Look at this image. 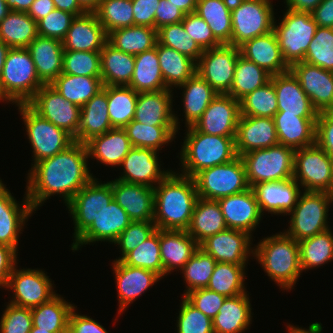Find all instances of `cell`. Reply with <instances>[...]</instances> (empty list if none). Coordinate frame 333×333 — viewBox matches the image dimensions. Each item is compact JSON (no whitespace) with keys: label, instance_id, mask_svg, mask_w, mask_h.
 Instances as JSON below:
<instances>
[{"label":"cell","instance_id":"obj_1","mask_svg":"<svg viewBox=\"0 0 333 333\" xmlns=\"http://www.w3.org/2000/svg\"><path fill=\"white\" fill-rule=\"evenodd\" d=\"M86 145L74 142L53 157L35 163L27 177L26 195L34 211L52 195L59 194L67 205L94 176L87 165Z\"/></svg>","mask_w":333,"mask_h":333},{"label":"cell","instance_id":"obj_2","mask_svg":"<svg viewBox=\"0 0 333 333\" xmlns=\"http://www.w3.org/2000/svg\"><path fill=\"white\" fill-rule=\"evenodd\" d=\"M198 198L194 178L171 171L154 187L156 228L187 230Z\"/></svg>","mask_w":333,"mask_h":333},{"label":"cell","instance_id":"obj_3","mask_svg":"<svg viewBox=\"0 0 333 333\" xmlns=\"http://www.w3.org/2000/svg\"><path fill=\"white\" fill-rule=\"evenodd\" d=\"M253 256L267 276L279 288L292 290L303 272L300 265L299 242L284 231L260 240Z\"/></svg>","mask_w":333,"mask_h":333},{"label":"cell","instance_id":"obj_4","mask_svg":"<svg viewBox=\"0 0 333 333\" xmlns=\"http://www.w3.org/2000/svg\"><path fill=\"white\" fill-rule=\"evenodd\" d=\"M184 138L179 153L182 175L193 178L203 169L230 162L238 156L235 137L207 135L190 126Z\"/></svg>","mask_w":333,"mask_h":333},{"label":"cell","instance_id":"obj_5","mask_svg":"<svg viewBox=\"0 0 333 333\" xmlns=\"http://www.w3.org/2000/svg\"><path fill=\"white\" fill-rule=\"evenodd\" d=\"M43 85L27 48H10L0 75V101L27 104Z\"/></svg>","mask_w":333,"mask_h":333},{"label":"cell","instance_id":"obj_6","mask_svg":"<svg viewBox=\"0 0 333 333\" xmlns=\"http://www.w3.org/2000/svg\"><path fill=\"white\" fill-rule=\"evenodd\" d=\"M333 194L323 191L301 192L290 216V226L285 234L296 241L312 237L330 229L327 220Z\"/></svg>","mask_w":333,"mask_h":333},{"label":"cell","instance_id":"obj_7","mask_svg":"<svg viewBox=\"0 0 333 333\" xmlns=\"http://www.w3.org/2000/svg\"><path fill=\"white\" fill-rule=\"evenodd\" d=\"M295 149L281 144L242 154L250 187L293 178Z\"/></svg>","mask_w":333,"mask_h":333},{"label":"cell","instance_id":"obj_8","mask_svg":"<svg viewBox=\"0 0 333 333\" xmlns=\"http://www.w3.org/2000/svg\"><path fill=\"white\" fill-rule=\"evenodd\" d=\"M278 24L274 20L273 31L284 61L289 67L302 62L318 27L311 13L286 9Z\"/></svg>","mask_w":333,"mask_h":333},{"label":"cell","instance_id":"obj_9","mask_svg":"<svg viewBox=\"0 0 333 333\" xmlns=\"http://www.w3.org/2000/svg\"><path fill=\"white\" fill-rule=\"evenodd\" d=\"M270 0H234L231 7V45L240 47L246 41L273 31L274 11Z\"/></svg>","mask_w":333,"mask_h":333},{"label":"cell","instance_id":"obj_10","mask_svg":"<svg viewBox=\"0 0 333 333\" xmlns=\"http://www.w3.org/2000/svg\"><path fill=\"white\" fill-rule=\"evenodd\" d=\"M17 106L33 150L32 161L34 162L31 166L43 159L53 157L75 142L71 134L42 118L28 104H17Z\"/></svg>","mask_w":333,"mask_h":333},{"label":"cell","instance_id":"obj_11","mask_svg":"<svg viewBox=\"0 0 333 333\" xmlns=\"http://www.w3.org/2000/svg\"><path fill=\"white\" fill-rule=\"evenodd\" d=\"M193 178L198 197L204 199L218 200L250 188L240 156L230 162L203 169Z\"/></svg>","mask_w":333,"mask_h":333},{"label":"cell","instance_id":"obj_12","mask_svg":"<svg viewBox=\"0 0 333 333\" xmlns=\"http://www.w3.org/2000/svg\"><path fill=\"white\" fill-rule=\"evenodd\" d=\"M293 179L305 191L333 194V158L317 144L296 149Z\"/></svg>","mask_w":333,"mask_h":333},{"label":"cell","instance_id":"obj_13","mask_svg":"<svg viewBox=\"0 0 333 333\" xmlns=\"http://www.w3.org/2000/svg\"><path fill=\"white\" fill-rule=\"evenodd\" d=\"M240 48L230 44L203 51L196 63V73L220 94H227L233 84Z\"/></svg>","mask_w":333,"mask_h":333},{"label":"cell","instance_id":"obj_14","mask_svg":"<svg viewBox=\"0 0 333 333\" xmlns=\"http://www.w3.org/2000/svg\"><path fill=\"white\" fill-rule=\"evenodd\" d=\"M113 199L111 183L93 178L66 205L74 222L75 241Z\"/></svg>","mask_w":333,"mask_h":333},{"label":"cell","instance_id":"obj_15","mask_svg":"<svg viewBox=\"0 0 333 333\" xmlns=\"http://www.w3.org/2000/svg\"><path fill=\"white\" fill-rule=\"evenodd\" d=\"M16 266L5 286L13 291L12 300L9 301L11 304L32 309L57 295L53 291L54 284L44 271L29 268L19 270Z\"/></svg>","mask_w":333,"mask_h":333},{"label":"cell","instance_id":"obj_16","mask_svg":"<svg viewBox=\"0 0 333 333\" xmlns=\"http://www.w3.org/2000/svg\"><path fill=\"white\" fill-rule=\"evenodd\" d=\"M27 104L56 127L66 130L73 137L77 135L81 108L66 100L51 85H43Z\"/></svg>","mask_w":333,"mask_h":333},{"label":"cell","instance_id":"obj_17","mask_svg":"<svg viewBox=\"0 0 333 333\" xmlns=\"http://www.w3.org/2000/svg\"><path fill=\"white\" fill-rule=\"evenodd\" d=\"M240 116V102L229 94L218 93L193 126L207 135L235 137Z\"/></svg>","mask_w":333,"mask_h":333},{"label":"cell","instance_id":"obj_18","mask_svg":"<svg viewBox=\"0 0 333 333\" xmlns=\"http://www.w3.org/2000/svg\"><path fill=\"white\" fill-rule=\"evenodd\" d=\"M251 239L252 236L245 231L226 228L208 237L199 247L217 262L247 265L248 258L253 255L255 248L250 247Z\"/></svg>","mask_w":333,"mask_h":333},{"label":"cell","instance_id":"obj_19","mask_svg":"<svg viewBox=\"0 0 333 333\" xmlns=\"http://www.w3.org/2000/svg\"><path fill=\"white\" fill-rule=\"evenodd\" d=\"M158 154L153 149L132 147L120 165L123 174L116 179L154 188L172 171L161 170Z\"/></svg>","mask_w":333,"mask_h":333},{"label":"cell","instance_id":"obj_20","mask_svg":"<svg viewBox=\"0 0 333 333\" xmlns=\"http://www.w3.org/2000/svg\"><path fill=\"white\" fill-rule=\"evenodd\" d=\"M130 222L126 211L112 199L92 224L72 243L71 250L74 252L81 245L96 241L114 243Z\"/></svg>","mask_w":333,"mask_h":333},{"label":"cell","instance_id":"obj_21","mask_svg":"<svg viewBox=\"0 0 333 333\" xmlns=\"http://www.w3.org/2000/svg\"><path fill=\"white\" fill-rule=\"evenodd\" d=\"M22 205L12 196L0 179V244L12 247L18 252V239L28 217L34 210L25 192Z\"/></svg>","mask_w":333,"mask_h":333},{"label":"cell","instance_id":"obj_22","mask_svg":"<svg viewBox=\"0 0 333 333\" xmlns=\"http://www.w3.org/2000/svg\"><path fill=\"white\" fill-rule=\"evenodd\" d=\"M224 216L227 228L252 232L259 226L261 213L256 196L250 187L244 192L226 196L217 200Z\"/></svg>","mask_w":333,"mask_h":333},{"label":"cell","instance_id":"obj_23","mask_svg":"<svg viewBox=\"0 0 333 333\" xmlns=\"http://www.w3.org/2000/svg\"><path fill=\"white\" fill-rule=\"evenodd\" d=\"M302 89L319 112L333 106V72L305 62L290 67Z\"/></svg>","mask_w":333,"mask_h":333},{"label":"cell","instance_id":"obj_24","mask_svg":"<svg viewBox=\"0 0 333 333\" xmlns=\"http://www.w3.org/2000/svg\"><path fill=\"white\" fill-rule=\"evenodd\" d=\"M278 144L279 140L273 118L240 116L235 136L238 156Z\"/></svg>","mask_w":333,"mask_h":333},{"label":"cell","instance_id":"obj_25","mask_svg":"<svg viewBox=\"0 0 333 333\" xmlns=\"http://www.w3.org/2000/svg\"><path fill=\"white\" fill-rule=\"evenodd\" d=\"M278 112L276 114H291L298 117H318V111L313 107L310 98L302 89L297 77L291 70L271 75Z\"/></svg>","mask_w":333,"mask_h":333},{"label":"cell","instance_id":"obj_26","mask_svg":"<svg viewBox=\"0 0 333 333\" xmlns=\"http://www.w3.org/2000/svg\"><path fill=\"white\" fill-rule=\"evenodd\" d=\"M252 190L256 196L261 213L289 214L295 207L301 194L300 185L293 179L262 182L255 184Z\"/></svg>","mask_w":333,"mask_h":333},{"label":"cell","instance_id":"obj_27","mask_svg":"<svg viewBox=\"0 0 333 333\" xmlns=\"http://www.w3.org/2000/svg\"><path fill=\"white\" fill-rule=\"evenodd\" d=\"M112 264L118 292V314L121 315L129 304L140 298L141 294L161 280V277L144 268L126 265L120 260H114Z\"/></svg>","mask_w":333,"mask_h":333},{"label":"cell","instance_id":"obj_28","mask_svg":"<svg viewBox=\"0 0 333 333\" xmlns=\"http://www.w3.org/2000/svg\"><path fill=\"white\" fill-rule=\"evenodd\" d=\"M109 182L113 199L126 211L131 221H153L154 188L118 179Z\"/></svg>","mask_w":333,"mask_h":333},{"label":"cell","instance_id":"obj_29","mask_svg":"<svg viewBox=\"0 0 333 333\" xmlns=\"http://www.w3.org/2000/svg\"><path fill=\"white\" fill-rule=\"evenodd\" d=\"M172 89L162 91L139 92L134 113V120L145 125H176L179 118L173 113Z\"/></svg>","mask_w":333,"mask_h":333},{"label":"cell","instance_id":"obj_30","mask_svg":"<svg viewBox=\"0 0 333 333\" xmlns=\"http://www.w3.org/2000/svg\"><path fill=\"white\" fill-rule=\"evenodd\" d=\"M108 35L94 12L76 16L62 40L64 50L101 51Z\"/></svg>","mask_w":333,"mask_h":333},{"label":"cell","instance_id":"obj_31","mask_svg":"<svg viewBox=\"0 0 333 333\" xmlns=\"http://www.w3.org/2000/svg\"><path fill=\"white\" fill-rule=\"evenodd\" d=\"M239 48L243 57L264 68L271 75L290 70L283 59L274 31L248 40Z\"/></svg>","mask_w":333,"mask_h":333},{"label":"cell","instance_id":"obj_32","mask_svg":"<svg viewBox=\"0 0 333 333\" xmlns=\"http://www.w3.org/2000/svg\"><path fill=\"white\" fill-rule=\"evenodd\" d=\"M38 78L50 85L61 73L64 48L62 41L38 35L28 46Z\"/></svg>","mask_w":333,"mask_h":333},{"label":"cell","instance_id":"obj_33","mask_svg":"<svg viewBox=\"0 0 333 333\" xmlns=\"http://www.w3.org/2000/svg\"><path fill=\"white\" fill-rule=\"evenodd\" d=\"M199 244L186 230L160 229V255L163 265V277L174 269H181L194 255Z\"/></svg>","mask_w":333,"mask_h":333},{"label":"cell","instance_id":"obj_34","mask_svg":"<svg viewBox=\"0 0 333 333\" xmlns=\"http://www.w3.org/2000/svg\"><path fill=\"white\" fill-rule=\"evenodd\" d=\"M107 86L81 107L76 142L86 143L91 138L112 129L108 115Z\"/></svg>","mask_w":333,"mask_h":333},{"label":"cell","instance_id":"obj_35","mask_svg":"<svg viewBox=\"0 0 333 333\" xmlns=\"http://www.w3.org/2000/svg\"><path fill=\"white\" fill-rule=\"evenodd\" d=\"M88 158H94L101 164L117 166L129 153L132 145L124 128H112L102 135L91 138L85 143Z\"/></svg>","mask_w":333,"mask_h":333},{"label":"cell","instance_id":"obj_36","mask_svg":"<svg viewBox=\"0 0 333 333\" xmlns=\"http://www.w3.org/2000/svg\"><path fill=\"white\" fill-rule=\"evenodd\" d=\"M273 120L279 144L295 150L316 144L317 117L275 114Z\"/></svg>","mask_w":333,"mask_h":333},{"label":"cell","instance_id":"obj_37","mask_svg":"<svg viewBox=\"0 0 333 333\" xmlns=\"http://www.w3.org/2000/svg\"><path fill=\"white\" fill-rule=\"evenodd\" d=\"M249 294L226 297L218 314L212 319L214 333H242L252 323Z\"/></svg>","mask_w":333,"mask_h":333},{"label":"cell","instance_id":"obj_38","mask_svg":"<svg viewBox=\"0 0 333 333\" xmlns=\"http://www.w3.org/2000/svg\"><path fill=\"white\" fill-rule=\"evenodd\" d=\"M227 228L217 200L199 197L194 206L188 234L200 245L208 237Z\"/></svg>","mask_w":333,"mask_h":333},{"label":"cell","instance_id":"obj_39","mask_svg":"<svg viewBox=\"0 0 333 333\" xmlns=\"http://www.w3.org/2000/svg\"><path fill=\"white\" fill-rule=\"evenodd\" d=\"M101 79L106 86H128L134 71L135 56L116 49L108 41L100 51Z\"/></svg>","mask_w":333,"mask_h":333},{"label":"cell","instance_id":"obj_40","mask_svg":"<svg viewBox=\"0 0 333 333\" xmlns=\"http://www.w3.org/2000/svg\"><path fill=\"white\" fill-rule=\"evenodd\" d=\"M178 87H181V90L183 88V113H185V127L187 128L200 119L218 93L197 73Z\"/></svg>","mask_w":333,"mask_h":333},{"label":"cell","instance_id":"obj_41","mask_svg":"<svg viewBox=\"0 0 333 333\" xmlns=\"http://www.w3.org/2000/svg\"><path fill=\"white\" fill-rule=\"evenodd\" d=\"M136 92L162 91L165 85L156 46L148 51L135 55V66L128 85Z\"/></svg>","mask_w":333,"mask_h":333},{"label":"cell","instance_id":"obj_42","mask_svg":"<svg viewBox=\"0 0 333 333\" xmlns=\"http://www.w3.org/2000/svg\"><path fill=\"white\" fill-rule=\"evenodd\" d=\"M66 100L85 105L104 87L101 76H81L61 73L51 84Z\"/></svg>","mask_w":333,"mask_h":333},{"label":"cell","instance_id":"obj_43","mask_svg":"<svg viewBox=\"0 0 333 333\" xmlns=\"http://www.w3.org/2000/svg\"><path fill=\"white\" fill-rule=\"evenodd\" d=\"M232 0H197L196 13L210 26L220 44L231 45Z\"/></svg>","mask_w":333,"mask_h":333},{"label":"cell","instance_id":"obj_44","mask_svg":"<svg viewBox=\"0 0 333 333\" xmlns=\"http://www.w3.org/2000/svg\"><path fill=\"white\" fill-rule=\"evenodd\" d=\"M159 66L168 89L178 88L196 73V63L173 48L157 41Z\"/></svg>","mask_w":333,"mask_h":333},{"label":"cell","instance_id":"obj_45","mask_svg":"<svg viewBox=\"0 0 333 333\" xmlns=\"http://www.w3.org/2000/svg\"><path fill=\"white\" fill-rule=\"evenodd\" d=\"M75 305L61 295L31 309L33 326L53 333H68L69 317Z\"/></svg>","mask_w":333,"mask_h":333},{"label":"cell","instance_id":"obj_46","mask_svg":"<svg viewBox=\"0 0 333 333\" xmlns=\"http://www.w3.org/2000/svg\"><path fill=\"white\" fill-rule=\"evenodd\" d=\"M107 41L116 49L135 56L156 46L157 30L140 25L119 28L108 34Z\"/></svg>","mask_w":333,"mask_h":333},{"label":"cell","instance_id":"obj_47","mask_svg":"<svg viewBox=\"0 0 333 333\" xmlns=\"http://www.w3.org/2000/svg\"><path fill=\"white\" fill-rule=\"evenodd\" d=\"M37 36V22L25 12L10 11L0 21V39L10 48H27Z\"/></svg>","mask_w":333,"mask_h":333},{"label":"cell","instance_id":"obj_48","mask_svg":"<svg viewBox=\"0 0 333 333\" xmlns=\"http://www.w3.org/2000/svg\"><path fill=\"white\" fill-rule=\"evenodd\" d=\"M132 147L161 150L164 144L174 140L176 125H145L134 119L124 127Z\"/></svg>","mask_w":333,"mask_h":333},{"label":"cell","instance_id":"obj_49","mask_svg":"<svg viewBox=\"0 0 333 333\" xmlns=\"http://www.w3.org/2000/svg\"><path fill=\"white\" fill-rule=\"evenodd\" d=\"M270 78L271 74L264 68L257 66L240 54L235 67L233 84L227 94L240 101L257 88L264 86L270 81Z\"/></svg>","mask_w":333,"mask_h":333},{"label":"cell","instance_id":"obj_50","mask_svg":"<svg viewBox=\"0 0 333 333\" xmlns=\"http://www.w3.org/2000/svg\"><path fill=\"white\" fill-rule=\"evenodd\" d=\"M138 92L129 86H107L108 115L113 128H124L134 119Z\"/></svg>","mask_w":333,"mask_h":333},{"label":"cell","instance_id":"obj_51","mask_svg":"<svg viewBox=\"0 0 333 333\" xmlns=\"http://www.w3.org/2000/svg\"><path fill=\"white\" fill-rule=\"evenodd\" d=\"M299 256L302 271L320 267L333 260V232L322 233L299 241Z\"/></svg>","mask_w":333,"mask_h":333},{"label":"cell","instance_id":"obj_52","mask_svg":"<svg viewBox=\"0 0 333 333\" xmlns=\"http://www.w3.org/2000/svg\"><path fill=\"white\" fill-rule=\"evenodd\" d=\"M245 266L217 262L206 288L226 297H233L248 292L244 285L246 277Z\"/></svg>","mask_w":333,"mask_h":333},{"label":"cell","instance_id":"obj_53","mask_svg":"<svg viewBox=\"0 0 333 333\" xmlns=\"http://www.w3.org/2000/svg\"><path fill=\"white\" fill-rule=\"evenodd\" d=\"M120 261L132 267L152 271L163 278V265L160 255V229H157L134 250L128 252Z\"/></svg>","mask_w":333,"mask_h":333},{"label":"cell","instance_id":"obj_54","mask_svg":"<svg viewBox=\"0 0 333 333\" xmlns=\"http://www.w3.org/2000/svg\"><path fill=\"white\" fill-rule=\"evenodd\" d=\"M93 12L107 35L134 25L132 0H101Z\"/></svg>","mask_w":333,"mask_h":333},{"label":"cell","instance_id":"obj_55","mask_svg":"<svg viewBox=\"0 0 333 333\" xmlns=\"http://www.w3.org/2000/svg\"><path fill=\"white\" fill-rule=\"evenodd\" d=\"M239 102L241 115L273 118L278 112L276 91L271 80Z\"/></svg>","mask_w":333,"mask_h":333},{"label":"cell","instance_id":"obj_56","mask_svg":"<svg viewBox=\"0 0 333 333\" xmlns=\"http://www.w3.org/2000/svg\"><path fill=\"white\" fill-rule=\"evenodd\" d=\"M217 261L200 247L181 269L186 282L183 296L193 290L206 288Z\"/></svg>","mask_w":333,"mask_h":333},{"label":"cell","instance_id":"obj_57","mask_svg":"<svg viewBox=\"0 0 333 333\" xmlns=\"http://www.w3.org/2000/svg\"><path fill=\"white\" fill-rule=\"evenodd\" d=\"M157 39L160 44L173 48L195 63L203 54V50L185 31L182 22L165 25L158 29Z\"/></svg>","mask_w":333,"mask_h":333},{"label":"cell","instance_id":"obj_58","mask_svg":"<svg viewBox=\"0 0 333 333\" xmlns=\"http://www.w3.org/2000/svg\"><path fill=\"white\" fill-rule=\"evenodd\" d=\"M303 62L333 72V28L317 27Z\"/></svg>","mask_w":333,"mask_h":333},{"label":"cell","instance_id":"obj_59","mask_svg":"<svg viewBox=\"0 0 333 333\" xmlns=\"http://www.w3.org/2000/svg\"><path fill=\"white\" fill-rule=\"evenodd\" d=\"M62 73L101 76L100 51L64 50Z\"/></svg>","mask_w":333,"mask_h":333},{"label":"cell","instance_id":"obj_60","mask_svg":"<svg viewBox=\"0 0 333 333\" xmlns=\"http://www.w3.org/2000/svg\"><path fill=\"white\" fill-rule=\"evenodd\" d=\"M177 319V333H214L213 322L183 296Z\"/></svg>","mask_w":333,"mask_h":333},{"label":"cell","instance_id":"obj_61","mask_svg":"<svg viewBox=\"0 0 333 333\" xmlns=\"http://www.w3.org/2000/svg\"><path fill=\"white\" fill-rule=\"evenodd\" d=\"M157 230L153 221H131L125 230L118 236L114 245L117 244L121 249V260L128 252L134 250L144 242L150 235Z\"/></svg>","mask_w":333,"mask_h":333},{"label":"cell","instance_id":"obj_62","mask_svg":"<svg viewBox=\"0 0 333 333\" xmlns=\"http://www.w3.org/2000/svg\"><path fill=\"white\" fill-rule=\"evenodd\" d=\"M75 16L55 8L46 17L37 22V33L43 37L63 40Z\"/></svg>","mask_w":333,"mask_h":333},{"label":"cell","instance_id":"obj_63","mask_svg":"<svg viewBox=\"0 0 333 333\" xmlns=\"http://www.w3.org/2000/svg\"><path fill=\"white\" fill-rule=\"evenodd\" d=\"M32 326L30 308L8 303L0 320V333H29Z\"/></svg>","mask_w":333,"mask_h":333},{"label":"cell","instance_id":"obj_64","mask_svg":"<svg viewBox=\"0 0 333 333\" xmlns=\"http://www.w3.org/2000/svg\"><path fill=\"white\" fill-rule=\"evenodd\" d=\"M182 23L185 31L203 51L221 45L213 36L210 26L196 12L186 14Z\"/></svg>","mask_w":333,"mask_h":333},{"label":"cell","instance_id":"obj_65","mask_svg":"<svg viewBox=\"0 0 333 333\" xmlns=\"http://www.w3.org/2000/svg\"><path fill=\"white\" fill-rule=\"evenodd\" d=\"M192 306L213 319L223 305L226 296L208 288L190 291L183 296Z\"/></svg>","mask_w":333,"mask_h":333},{"label":"cell","instance_id":"obj_66","mask_svg":"<svg viewBox=\"0 0 333 333\" xmlns=\"http://www.w3.org/2000/svg\"><path fill=\"white\" fill-rule=\"evenodd\" d=\"M160 0H132L134 25L155 28V12Z\"/></svg>","mask_w":333,"mask_h":333},{"label":"cell","instance_id":"obj_67","mask_svg":"<svg viewBox=\"0 0 333 333\" xmlns=\"http://www.w3.org/2000/svg\"><path fill=\"white\" fill-rule=\"evenodd\" d=\"M75 310L70 313L68 333H109L100 323L87 315L77 314Z\"/></svg>","mask_w":333,"mask_h":333},{"label":"cell","instance_id":"obj_68","mask_svg":"<svg viewBox=\"0 0 333 333\" xmlns=\"http://www.w3.org/2000/svg\"><path fill=\"white\" fill-rule=\"evenodd\" d=\"M185 14L175 5L167 0H160L158 8L155 12V29L169 24L182 22Z\"/></svg>","mask_w":333,"mask_h":333},{"label":"cell","instance_id":"obj_69","mask_svg":"<svg viewBox=\"0 0 333 333\" xmlns=\"http://www.w3.org/2000/svg\"><path fill=\"white\" fill-rule=\"evenodd\" d=\"M17 252L7 245L0 244V288H5L13 268L17 264Z\"/></svg>","mask_w":333,"mask_h":333},{"label":"cell","instance_id":"obj_70","mask_svg":"<svg viewBox=\"0 0 333 333\" xmlns=\"http://www.w3.org/2000/svg\"><path fill=\"white\" fill-rule=\"evenodd\" d=\"M311 16L319 27L333 28V0H322Z\"/></svg>","mask_w":333,"mask_h":333},{"label":"cell","instance_id":"obj_71","mask_svg":"<svg viewBox=\"0 0 333 333\" xmlns=\"http://www.w3.org/2000/svg\"><path fill=\"white\" fill-rule=\"evenodd\" d=\"M55 8L53 0H35L30 6L27 14L38 22L40 19L46 17Z\"/></svg>","mask_w":333,"mask_h":333},{"label":"cell","instance_id":"obj_72","mask_svg":"<svg viewBox=\"0 0 333 333\" xmlns=\"http://www.w3.org/2000/svg\"><path fill=\"white\" fill-rule=\"evenodd\" d=\"M316 144L333 158V128H316Z\"/></svg>","mask_w":333,"mask_h":333},{"label":"cell","instance_id":"obj_73","mask_svg":"<svg viewBox=\"0 0 333 333\" xmlns=\"http://www.w3.org/2000/svg\"><path fill=\"white\" fill-rule=\"evenodd\" d=\"M287 9L296 12L311 13L322 0H285Z\"/></svg>","mask_w":333,"mask_h":333},{"label":"cell","instance_id":"obj_74","mask_svg":"<svg viewBox=\"0 0 333 333\" xmlns=\"http://www.w3.org/2000/svg\"><path fill=\"white\" fill-rule=\"evenodd\" d=\"M59 10L72 13L75 17L85 14L87 11L80 5L78 0H53Z\"/></svg>","mask_w":333,"mask_h":333},{"label":"cell","instance_id":"obj_75","mask_svg":"<svg viewBox=\"0 0 333 333\" xmlns=\"http://www.w3.org/2000/svg\"><path fill=\"white\" fill-rule=\"evenodd\" d=\"M316 128H333V106L318 113Z\"/></svg>","mask_w":333,"mask_h":333},{"label":"cell","instance_id":"obj_76","mask_svg":"<svg viewBox=\"0 0 333 333\" xmlns=\"http://www.w3.org/2000/svg\"><path fill=\"white\" fill-rule=\"evenodd\" d=\"M178 7L185 15L194 13L197 7V0H167Z\"/></svg>","mask_w":333,"mask_h":333},{"label":"cell","instance_id":"obj_77","mask_svg":"<svg viewBox=\"0 0 333 333\" xmlns=\"http://www.w3.org/2000/svg\"><path fill=\"white\" fill-rule=\"evenodd\" d=\"M35 0H6L7 6L11 11L27 13Z\"/></svg>","mask_w":333,"mask_h":333},{"label":"cell","instance_id":"obj_78","mask_svg":"<svg viewBox=\"0 0 333 333\" xmlns=\"http://www.w3.org/2000/svg\"><path fill=\"white\" fill-rule=\"evenodd\" d=\"M309 329H304L302 327H295L291 324L287 325L288 333H321L322 331V324L320 322H315L310 324L308 327Z\"/></svg>","mask_w":333,"mask_h":333},{"label":"cell","instance_id":"obj_79","mask_svg":"<svg viewBox=\"0 0 333 333\" xmlns=\"http://www.w3.org/2000/svg\"><path fill=\"white\" fill-rule=\"evenodd\" d=\"M101 0H78L80 5L87 11L93 12L99 5Z\"/></svg>","mask_w":333,"mask_h":333},{"label":"cell","instance_id":"obj_80","mask_svg":"<svg viewBox=\"0 0 333 333\" xmlns=\"http://www.w3.org/2000/svg\"><path fill=\"white\" fill-rule=\"evenodd\" d=\"M9 49L10 47L0 39V75L3 71V66Z\"/></svg>","mask_w":333,"mask_h":333}]
</instances>
